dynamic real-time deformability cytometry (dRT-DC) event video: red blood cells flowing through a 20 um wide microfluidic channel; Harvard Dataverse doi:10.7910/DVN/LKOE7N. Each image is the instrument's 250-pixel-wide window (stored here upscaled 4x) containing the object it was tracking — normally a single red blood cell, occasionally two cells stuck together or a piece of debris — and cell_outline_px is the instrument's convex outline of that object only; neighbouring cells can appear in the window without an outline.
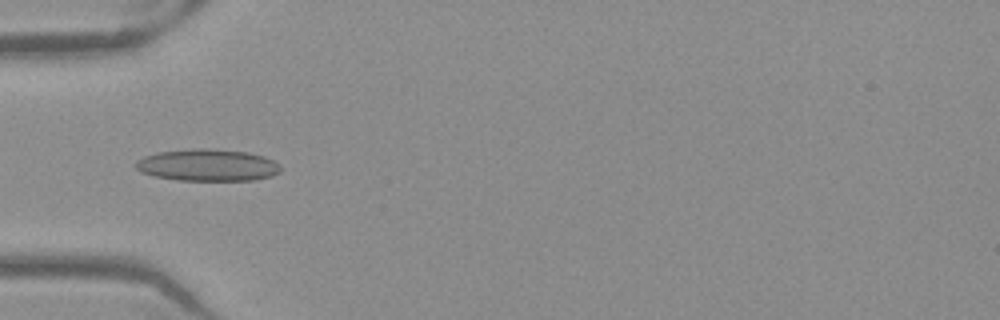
{"species": "Egyptian fruit bat (a non-hibernating species)", "species_latin": "Rousettus aegyptiacus", "temperature_condition": "warm", "stored_images_in_passage": 52, "camera_frame_rate_fps": 3000, "um_per_image_px": 0.085, "frame": {"image": 1, "passage_image": 17, "time_ms": 5.333, "image_size_px": [1000, 320], "cell_outline_px": [[284, 168], [280, 172], [272, 176], [256, 180], [176, 180], [156, 176], [140, 172], [132, 164], [136, 160], [144, 156], [156, 152], [192, 148], [204, 148], [248, 152], [264, 156], [280, 164]], "centroid_in_image_um": [17.65, 14.03], "position_along_channel_um": 67.4, "area_um2": 27.34}}
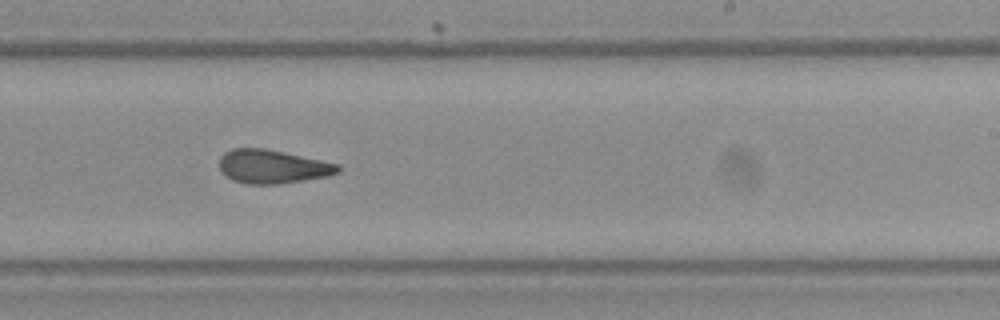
{"frame": {"image": 2, "passage_image": 32, "time_ms": 10.333, "image_size_px": [1000, 320], "cell_outline_px": [[340, 172], [328, 176], [280, 184], [244, 184], [232, 180], [224, 176], [220, 172], [220, 156], [224, 152], [232, 148], [264, 148], [284, 152], [340, 164]], "centroid_in_image_um": [23.14, 14.16], "position_along_channel_um": 265.9, "area_um2": 23.52}}
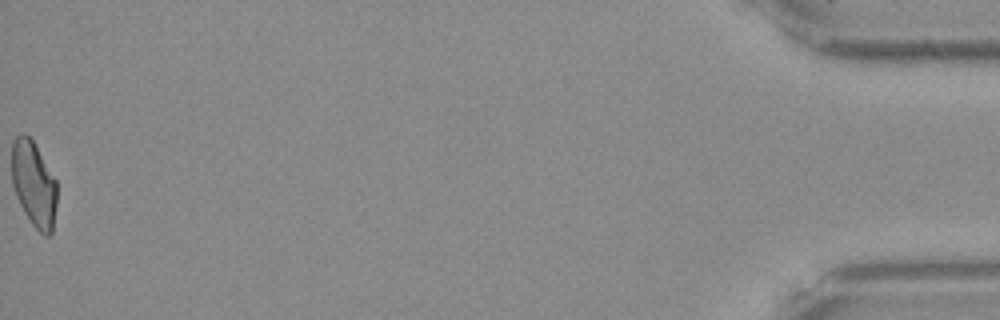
{"frame": {"image": 3, "passage_image": 52, "time_ms": 17.0, "image_size_px": [1000, 320], "cell_outline_px": [[56, 204], [52, 232], [48, 236], [44, 236], [32, 224], [24, 212], [16, 196], [12, 184], [12, 140], [16, 136], [24, 132], [32, 140], [56, 180]], "centroid_in_image_um": [2.86, 15.64], "position_along_channel_um": 432.3, "area_um2": 22.37}, "authors_computed_cell_mechanics": {"area_um2": 23.8425, "velocity_mm_per_s": 3.9677, "shape_relaxation_time_tau1_ms": null, "shape_relaxation_time_tau2_ms": 2.2094, "deformation_change_tau1": null, "deformation_change_tau2": 0.1103}}